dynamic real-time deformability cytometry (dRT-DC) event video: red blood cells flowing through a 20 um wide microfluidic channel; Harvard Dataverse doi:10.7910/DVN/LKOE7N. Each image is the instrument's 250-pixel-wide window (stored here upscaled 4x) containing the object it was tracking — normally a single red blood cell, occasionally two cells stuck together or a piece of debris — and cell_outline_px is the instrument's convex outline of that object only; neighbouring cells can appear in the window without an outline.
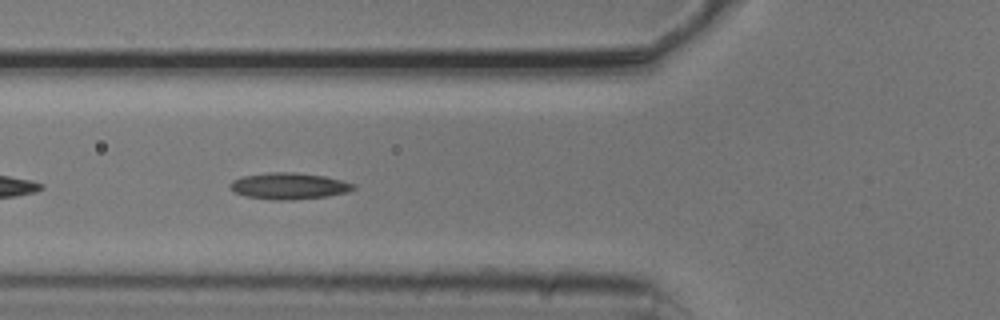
{"species": "common noctule bat (a hibernating species)", "species_latin": "Nyctalus noctula", "temperature_condition": "cold", "stored_images_in_passage": 40, "camera_frame_rate_fps": 3000, "um_per_image_px": 0.085, "animal": {"sex": "male", "body_mass_g": 20.5, "forearm_length_mm": 52.5}, "frame": {"image": 1, "passage_image": 6, "time_ms": 1.667, "image_size_px": [1000, 320], "cell_outline_px": [[356, 188], [348, 192], [328, 196], [292, 200], [272, 200], [244, 196], [232, 192], [228, 188], [228, 184], [232, 180], [244, 176], [272, 172], [296, 172], [324, 176], [344, 180], [356, 184]], "centroid_in_image_um": [24.55, 15.81], "position_along_channel_um": 101.2, "area_um2": 19.36}}
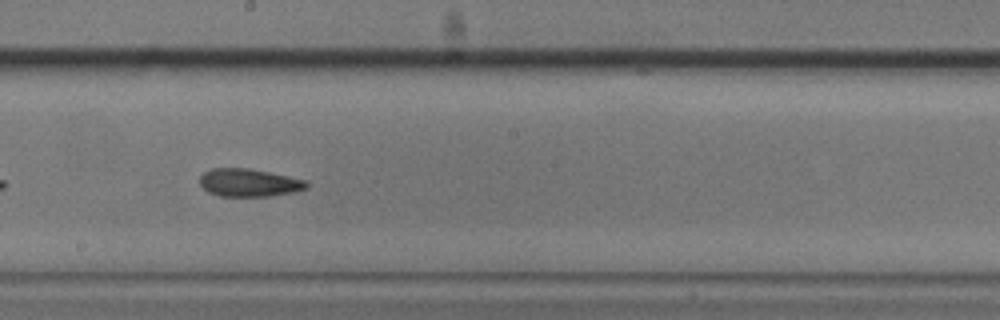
{"frame": {"image": 2, "passage_image": 16, "time_ms": 5.0, "image_size_px": [1000, 320], "cell_outline_px": [[308, 188], [296, 192], [272, 196], [220, 196], [208, 192], [200, 184], [200, 176], [204, 172], [212, 168], [248, 168], [308, 180]], "centroid_in_image_um": [21.2, 15.53], "position_along_channel_um": 227.0, "area_um2": 17.46}}
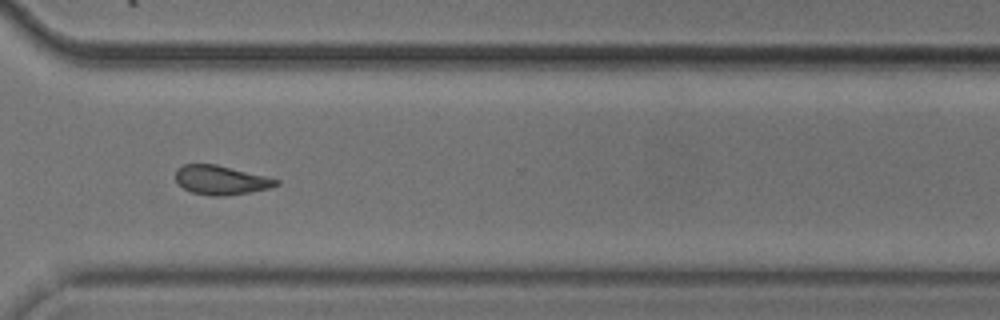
{"frame": {"image": 3, "passage_image": 26, "time_ms": 8.333, "image_size_px": [1000, 320], "cell_outline_px": [[280, 184], [268, 188], [248, 192], [224, 196], [208, 196], [192, 192], [184, 188], [176, 180], [176, 168], [184, 164], [216, 164], [280, 180]], "centroid_in_image_um": [18.75, 15.3], "position_along_channel_um": 351.8, "area_um2": 16.88}, "authors_computed_cell_mechanics": {"area_um2": 17.2244, "velocity_mm_per_s": 3.7607, "shape_relaxation_time_tau1_ms": null, "shape_relaxation_time_tau2_ms": 3.927, "deformation_change_tau1": null, "deformation_change_tau2": 0.1132}}